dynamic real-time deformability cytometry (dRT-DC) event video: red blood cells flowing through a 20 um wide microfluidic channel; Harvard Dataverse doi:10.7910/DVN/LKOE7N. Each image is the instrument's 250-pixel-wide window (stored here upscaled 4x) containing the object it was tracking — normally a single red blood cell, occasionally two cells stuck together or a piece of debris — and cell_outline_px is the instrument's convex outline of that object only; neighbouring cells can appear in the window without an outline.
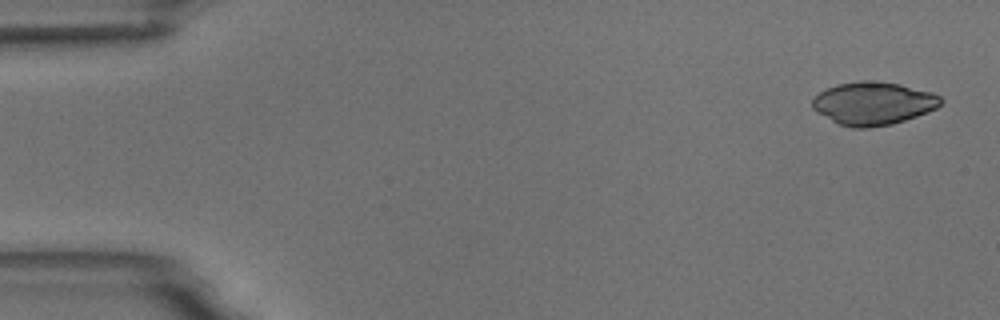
{"species": "common noctule bat (a hibernating species)", "species_latin": "Nyctalus noctula", "temperature_condition": "room temperature", "stored_images_in_passage": 4, "camera_frame_rate_fps": 3000, "um_per_image_px": 0.085, "animal": {"sex": "male", "body_mass_g": 18.8}, "frame": {"image": 1, "passage_image": 1, "time_ms": 0.0, "image_size_px": [1000, 320], "cell_outline_px": [[944, 100], [936, 108], [928, 112], [892, 124], [868, 128], [852, 128], [840, 124], [816, 112], [812, 108], [812, 100], [820, 92], [836, 84], [860, 80], [864, 80], [900, 84], [932, 92], [940, 96]], "centroid_in_image_um": [74.23, 8.78], "position_along_channel_um": 10.8, "area_um2": 32.08}}